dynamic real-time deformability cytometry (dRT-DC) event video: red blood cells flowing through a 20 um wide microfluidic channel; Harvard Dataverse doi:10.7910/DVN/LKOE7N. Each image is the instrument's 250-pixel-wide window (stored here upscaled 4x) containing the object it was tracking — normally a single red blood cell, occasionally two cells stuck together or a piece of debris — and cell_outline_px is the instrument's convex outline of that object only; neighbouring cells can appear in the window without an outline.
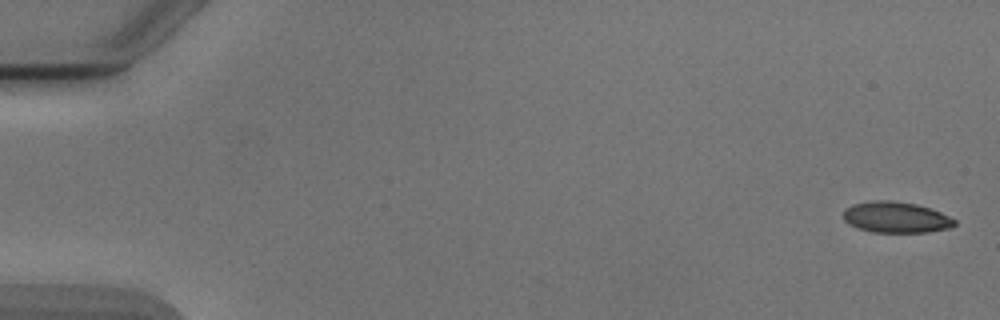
{"species": "Egyptian fruit bat (a non-hibernating species)", "species_latin": "Rousettus aegyptiacus", "temperature_condition": "cold", "stored_images_in_passage": 6, "segment_of_instrument_passage": [1, 2], "camera_frame_rate_fps": 3000, "um_per_image_px": 0.085, "animal": {"sex": "male"}, "frame": {"image": 1, "passage_image": 1, "time_ms": 0.0, "image_size_px": [1000, 320], "cell_outline_px": [[956, 224], [952, 228], [928, 232], [872, 232], [856, 228], [848, 224], [844, 220], [844, 208], [852, 204], [872, 200], [892, 200], [916, 204], [940, 212], [956, 220]], "centroid_in_image_um": [76.13, 18.47], "position_along_channel_um": 8.9, "area_um2": 20.29}}
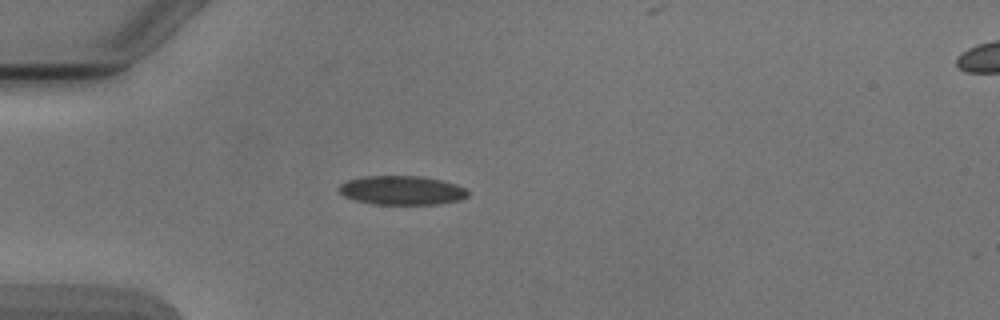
{"frame": {"image": 2, "passage_image": 5, "time_ms": 4.667, "image_size_px": [1000, 320], "cell_outline_px": [[468, 196], [460, 200], [440, 204], [372, 204], [356, 200], [344, 196], [336, 188], [340, 184], [348, 180], [364, 176], [420, 176], [440, 180], [456, 184], [464, 188], [468, 192]], "centroid_in_image_um": [34.14, 16.18], "position_along_channel_um": 50.9, "area_um2": 21.79}}